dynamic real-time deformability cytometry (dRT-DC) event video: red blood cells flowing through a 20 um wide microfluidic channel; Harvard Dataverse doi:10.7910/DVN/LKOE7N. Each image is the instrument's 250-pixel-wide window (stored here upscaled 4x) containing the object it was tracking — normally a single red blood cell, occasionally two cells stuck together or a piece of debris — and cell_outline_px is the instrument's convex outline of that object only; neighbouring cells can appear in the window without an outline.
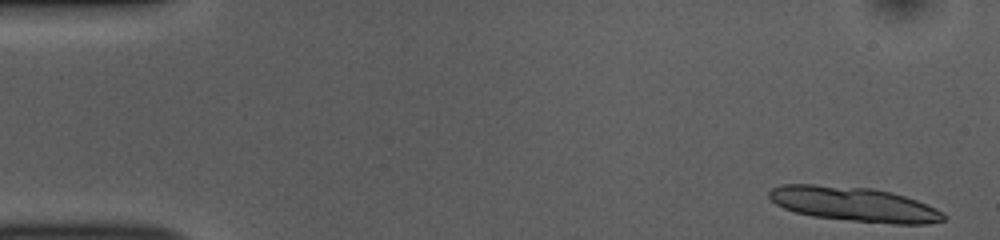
{"species": "common noctule bat (a hibernating species)", "species_latin": "Nyctalus noctula", "temperature_condition": "room temperature", "stored_images_in_passage": 13, "camera_frame_rate_fps": 3000, "um_per_image_px": 0.085, "animal": {"sex": "female", "body_mass_g": 10.0, "forearm_length_mm": 53.1}, "frame": {"image": 1, "passage_image": 1, "time_ms": 0.0, "image_size_px": [1000, 240], "cell_outline_px": [[944, 220], [928, 224], [892, 224], [812, 216], [796, 212], [784, 208], [776, 204], [768, 196], [768, 192], [772, 188], [784, 184], [816, 184], [872, 188], [904, 196], [916, 200], [936, 208], [944, 212]], "centroid_in_image_um": [72.59, 17.35], "position_along_channel_um": 12.4, "area_um2": 34.91}}